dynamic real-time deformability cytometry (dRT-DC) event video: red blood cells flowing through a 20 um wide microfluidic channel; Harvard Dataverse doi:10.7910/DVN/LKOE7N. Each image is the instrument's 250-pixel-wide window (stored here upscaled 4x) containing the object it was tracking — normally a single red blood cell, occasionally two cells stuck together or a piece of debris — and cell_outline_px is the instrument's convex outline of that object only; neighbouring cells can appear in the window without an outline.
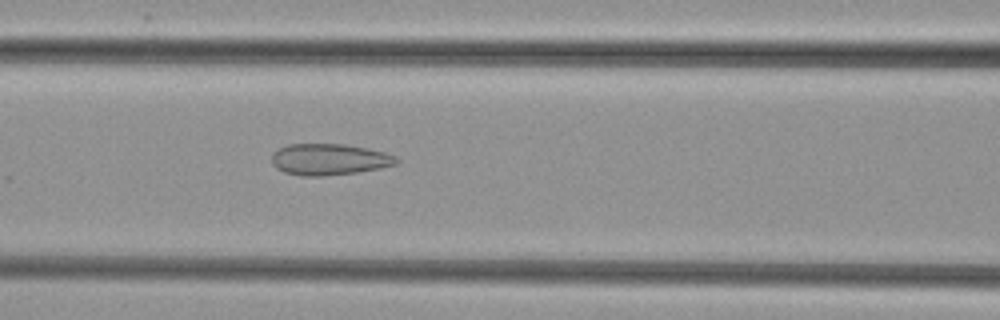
{"species": "common noctule bat (a hibernating species)", "species_latin": "Nyctalus noctula", "temperature_condition": "cold", "stored_images_in_passage": 41, "camera_frame_rate_fps": 3000, "um_per_image_px": 0.085, "animal": {"sex": "female", "body_mass_g": 29.2, "forearm_length_mm": 56.3}, "frame": {"image": 1, "passage_image": 12, "time_ms": 3.667, "image_size_px": [1000, 320], "cell_outline_px": [[400, 160], [396, 164], [380, 168], [356, 172], [324, 176], [304, 176], [284, 172], [276, 168], [272, 164], [272, 152], [288, 144], [344, 144], [368, 148], [384, 152], [396, 156]], "centroid_in_image_um": [27.98, 13.54], "position_along_channel_um": 138.6, "area_um2": 22.83}}
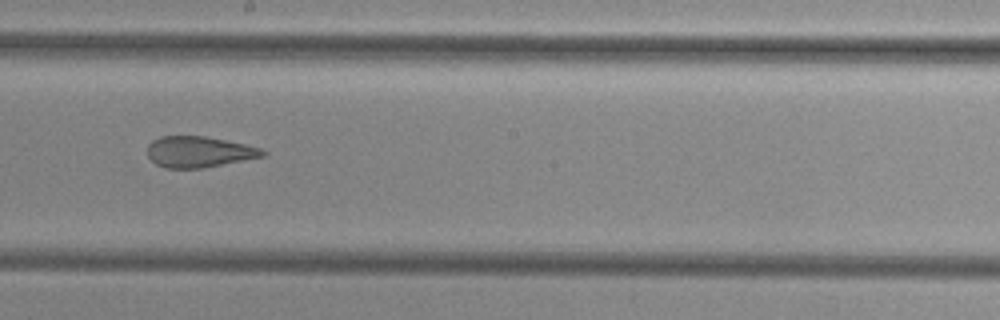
{"frame": {"image": 2, "passage_image": 19, "time_ms": 6.0, "image_size_px": [1000, 320], "cell_outline_px": [[268, 152], [264, 156], [200, 168], [164, 168], [156, 164], [148, 156], [148, 144], [152, 140], [160, 136], [204, 136], [244, 144], [260, 148]], "centroid_in_image_um": [16.88, 12.9], "position_along_channel_um": 231.3, "area_um2": 20.58}}
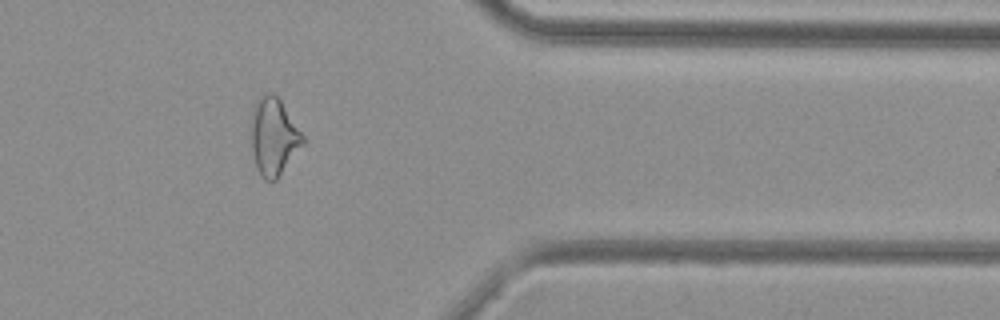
{"frame": {"image": 3, "passage_image": 32, "time_ms": 10.333, "image_size_px": [1000, 320], "cell_outline_px": [[304, 144], [276, 180], [264, 180], [260, 176], [256, 168], [252, 148], [252, 108], [256, 100], [264, 92], [272, 92], [280, 100], [304, 136]], "centroid_in_image_um": [23.26, 11.61], "position_along_channel_um": 388.1, "area_um2": 23.18}}